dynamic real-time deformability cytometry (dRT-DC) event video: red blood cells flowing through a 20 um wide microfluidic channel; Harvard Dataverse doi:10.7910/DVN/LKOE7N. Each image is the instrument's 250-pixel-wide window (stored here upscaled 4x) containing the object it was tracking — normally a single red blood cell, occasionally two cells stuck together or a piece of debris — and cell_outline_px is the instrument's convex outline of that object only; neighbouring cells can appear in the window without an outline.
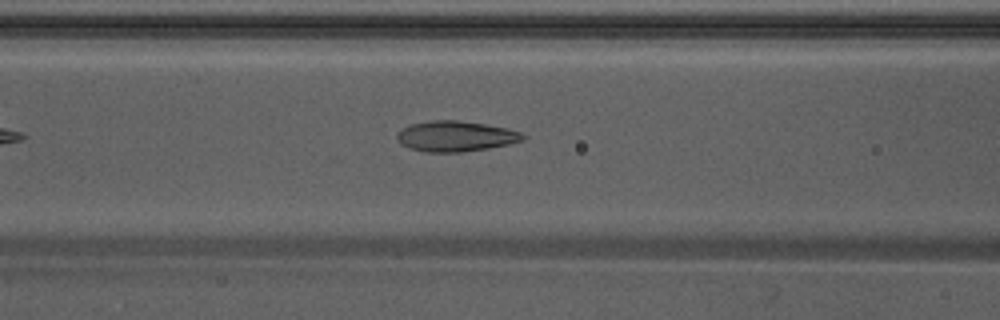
{"species": "Egyptian fruit bat (a non-hibernating species)", "species_latin": "Rousettus aegyptiacus", "temperature_condition": "warm", "stored_images_in_passage": 37, "camera_frame_rate_fps": 3000, "um_per_image_px": 0.085, "animal": {"sex": "male"}, "frame": {"image": 1, "passage_image": 8, "time_ms": 2.333, "image_size_px": [1000, 320], "cell_outline_px": [[524, 140], [508, 144], [488, 148], [460, 152], [424, 152], [408, 148], [396, 136], [408, 124], [432, 120], [456, 120], [484, 124], [508, 128], [520, 132], [524, 136]], "centroid_in_image_um": [38.73, 11.58], "position_along_channel_um": 127.9, "area_um2": 22.14}}
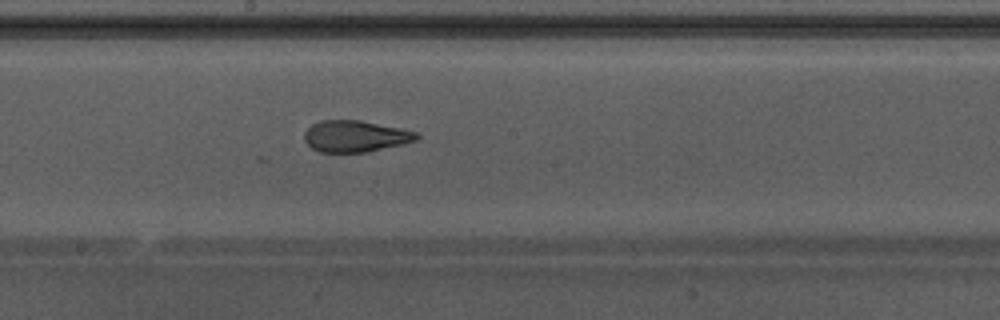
{"frame": {"image": 2, "passage_image": 15, "time_ms": 4.667, "image_size_px": [1000, 320], "cell_outline_px": [[420, 136], [416, 140], [404, 144], [364, 152], [320, 152], [312, 148], [304, 140], [304, 132], [312, 124], [320, 120], [360, 120], [400, 128], [416, 132]], "centroid_in_image_um": [30.18, 11.57], "position_along_channel_um": 218.0, "area_um2": 20.52}}
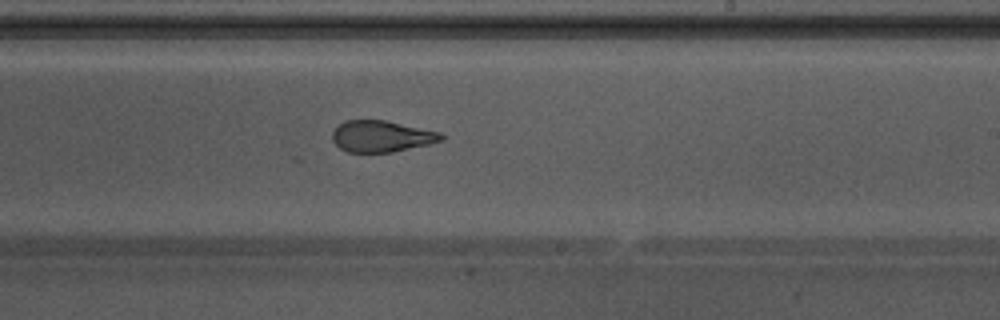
{"frame": {"image": 3, "passage_image": 18, "time_ms": 5.667, "image_size_px": [1000, 320], "cell_outline_px": [[444, 140], [428, 144], [392, 152], [348, 152], [340, 148], [332, 140], [332, 132], [344, 120], [384, 120], [440, 132], [444, 136]], "centroid_in_image_um": [32.41, 11.58], "position_along_channel_um": 256.6, "area_um2": 19.77}, "authors_computed_cell_mechanics": {"area_um2": 21.3282, "velocity_mm_per_s": 3.8703, "shape_relaxation_time_tau1_ms": 5.2643, "shape_relaxation_time_tau2_ms": 1.3775, "deformation_change_tau1": 0.1641, "deformation_change_tau2": 0.0781}}